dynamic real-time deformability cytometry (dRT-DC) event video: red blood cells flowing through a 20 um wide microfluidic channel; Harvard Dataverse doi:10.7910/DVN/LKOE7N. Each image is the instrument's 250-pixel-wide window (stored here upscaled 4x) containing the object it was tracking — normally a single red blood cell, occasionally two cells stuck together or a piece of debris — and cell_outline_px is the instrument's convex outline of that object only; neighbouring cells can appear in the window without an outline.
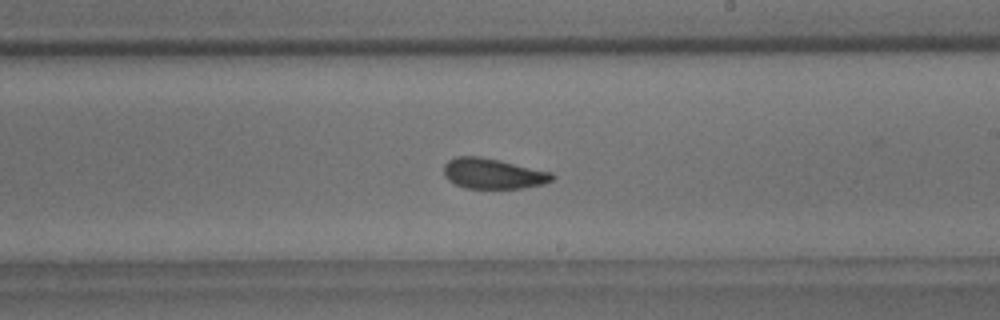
{"species": "common noctule bat (a hibernating species)", "species_latin": "Nyctalus noctula", "temperature_condition": "room temperature", "stored_images_in_passage": 57, "camera_frame_rate_fps": 3000, "um_per_image_px": 0.085, "animal": {"sex": "male", "body_mass_g": 18.8}, "frame": {"image": 1, "passage_image": 33, "time_ms": 10.667, "image_size_px": [1000, 320], "cell_outline_px": [[556, 176], [552, 180], [544, 184], [524, 188], [464, 188], [448, 180], [444, 176], [444, 164], [448, 160], [456, 156], [480, 156], [500, 160], [552, 172]], "centroid_in_image_um": [41.91, 14.75], "position_along_channel_um": 247.1, "area_um2": 19.36}}
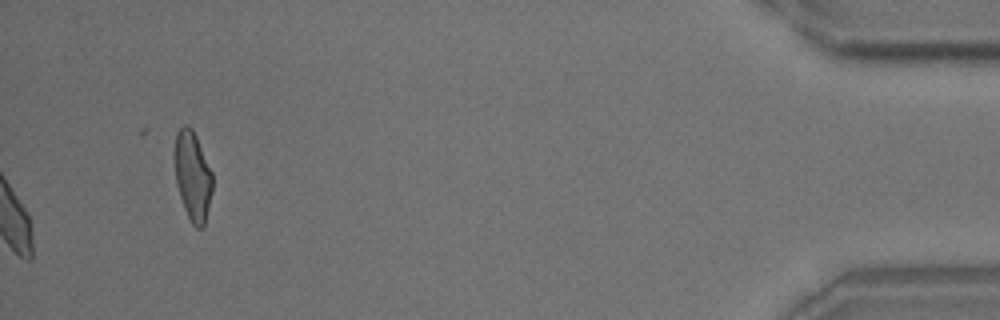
{"frame": {"image": 2, "passage_image": 57, "time_ms": 18.667, "image_size_px": [1000, 320], "cell_outline_px": [[212, 192], [204, 228], [196, 228], [192, 224], [184, 208], [176, 184], [172, 156], [172, 152], [176, 132], [184, 124], [188, 124], [192, 128], [196, 136], [212, 172]], "centroid_in_image_um": [16.34, 14.92], "position_along_channel_um": 418.9, "area_um2": 20.23}, "authors_computed_cell_mechanics": {"area_um2": 19.363, "velocity_mm_per_s": 3.653, "shape_relaxation_time_tau1_ms": 7.3173, "shape_relaxation_time_tau2_ms": 2.4478, "deformation_change_tau1": 0.142, "deformation_change_tau2": 0.0887}}